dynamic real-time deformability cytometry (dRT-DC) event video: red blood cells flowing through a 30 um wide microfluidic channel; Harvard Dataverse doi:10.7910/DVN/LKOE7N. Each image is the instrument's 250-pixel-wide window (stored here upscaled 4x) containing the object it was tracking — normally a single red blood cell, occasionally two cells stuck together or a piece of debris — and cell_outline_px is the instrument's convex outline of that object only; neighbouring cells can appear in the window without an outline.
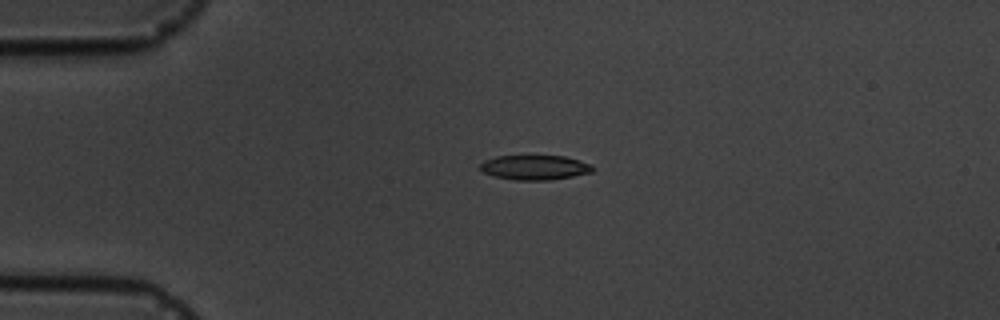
{"species": "common noctule bat (a hibernating species)", "species_latin": "Nyctalus noctula", "temperature_condition": "cold", "stored_images_in_passage": 4, "camera_frame_rate_fps": 3000, "um_per_image_px": 0.085, "animal": {"sex": "male", "body_mass_g": 19.5, "forearm_length_mm": 54.6}, "frame": {"image": 1, "passage_image": 4, "time_ms": 3.333, "image_size_px": [1000, 320], "cell_outline_px": [[596, 168], [592, 172], [572, 176], [548, 180], [512, 180], [480, 172], [480, 164], [484, 160], [496, 156], [564, 156], [580, 160], [592, 164]], "centroid_in_image_um": [45.46, 14.23], "position_along_channel_um": 39.5, "area_um2": 16.3}}